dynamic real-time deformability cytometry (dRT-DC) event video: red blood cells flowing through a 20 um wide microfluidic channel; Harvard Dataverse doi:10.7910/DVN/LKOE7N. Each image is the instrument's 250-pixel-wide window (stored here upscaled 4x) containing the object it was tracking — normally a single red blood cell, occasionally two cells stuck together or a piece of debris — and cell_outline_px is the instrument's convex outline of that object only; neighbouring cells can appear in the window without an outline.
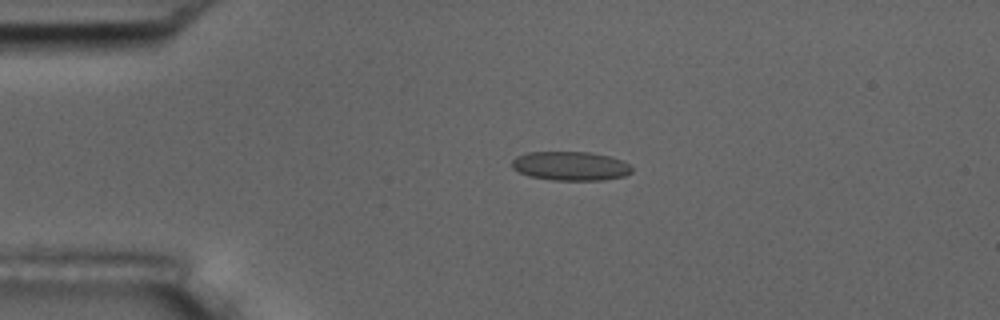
{"species": "common noctule bat (a hibernating species)", "species_latin": "Nyctalus noctula", "temperature_condition": "room temperature", "stored_images_in_passage": 4, "camera_frame_rate_fps": 3000, "um_per_image_px": 0.085, "animal": {"sex": "male", "body_mass_g": 17.5, "forearm_length_mm": 52.3}, "frame": {"image": 1, "passage_image": 3, "time_ms": 2.333, "image_size_px": [1000, 320], "cell_outline_px": [[632, 172], [624, 176], [604, 180], [552, 180], [528, 176], [512, 168], [512, 160], [516, 156], [528, 152], [588, 152], [612, 156], [628, 164], [632, 168]], "centroid_in_image_um": [48.49, 14.11], "position_along_channel_um": 36.5, "area_um2": 20.35}}